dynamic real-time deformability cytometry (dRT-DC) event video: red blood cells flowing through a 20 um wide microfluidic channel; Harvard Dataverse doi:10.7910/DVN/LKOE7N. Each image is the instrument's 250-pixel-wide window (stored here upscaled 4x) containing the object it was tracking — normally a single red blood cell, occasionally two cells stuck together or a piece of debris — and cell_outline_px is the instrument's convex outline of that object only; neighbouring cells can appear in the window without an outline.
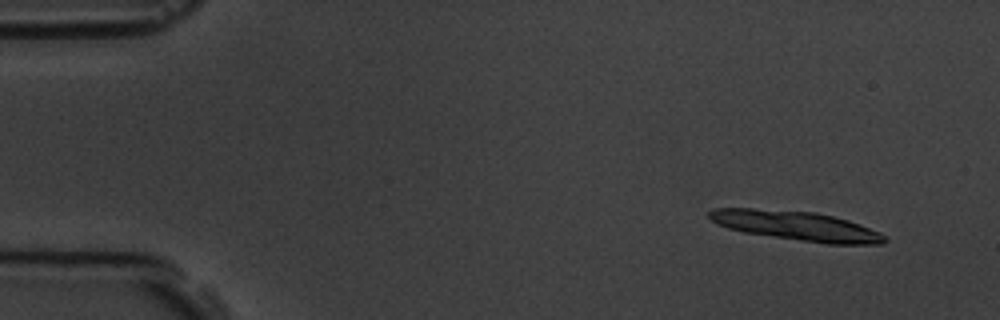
{"species": "common noctule bat (a hibernating species)", "species_latin": "Nyctalus noctula", "temperature_condition": "room temperature", "stored_images_in_passage": 6, "camera_frame_rate_fps": 3000, "um_per_image_px": 0.085, "animal": {"sex": "male", "body_mass_g": 19.5, "forearm_length_mm": 54.6}, "frame": {"image": 1, "passage_image": 1, "time_ms": 0.0, "image_size_px": [1000, 320], "cell_outline_px": [[888, 240], [884, 244], [828, 244], [744, 232], [728, 228], [716, 224], [708, 216], [708, 212], [712, 208], [752, 208], [816, 212], [848, 220], [880, 232]], "centroid_in_image_um": [67.68, 19.19], "position_along_channel_um": 17.3, "area_um2": 29.94}}
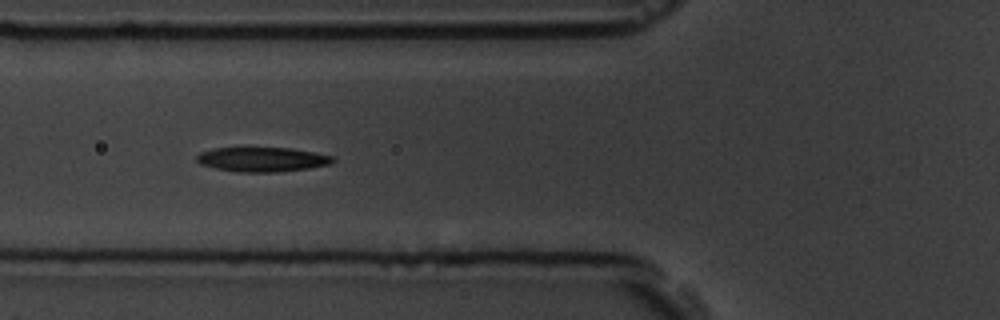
{"frame": {"image": 2, "passage_image": 5, "time_ms": 5.667, "image_size_px": [1000, 320], "cell_outline_px": [[336, 160], [332, 164], [308, 168], [276, 172], [236, 172], [216, 168], [200, 164], [196, 160], [196, 156], [200, 152], [212, 148], [292, 148], [332, 156]], "centroid_in_image_um": [22.27, 13.55], "position_along_channel_um": 103.5, "area_um2": 19.42}}
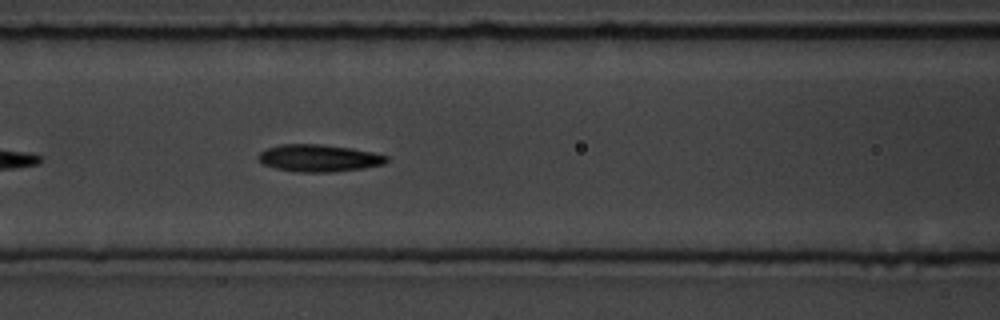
{"frame": {"image": 3, "passage_image": 6, "time_ms": 6.667, "image_size_px": [1000, 320], "cell_outline_px": [[388, 160], [384, 164], [364, 168], [332, 172], [300, 172], [276, 168], [264, 164], [256, 156], [260, 152], [268, 148], [280, 144], [320, 144], [352, 148], [372, 152], [388, 156]], "centroid_in_image_um": [27.12, 13.43], "position_along_channel_um": 139.5, "area_um2": 20.23}}